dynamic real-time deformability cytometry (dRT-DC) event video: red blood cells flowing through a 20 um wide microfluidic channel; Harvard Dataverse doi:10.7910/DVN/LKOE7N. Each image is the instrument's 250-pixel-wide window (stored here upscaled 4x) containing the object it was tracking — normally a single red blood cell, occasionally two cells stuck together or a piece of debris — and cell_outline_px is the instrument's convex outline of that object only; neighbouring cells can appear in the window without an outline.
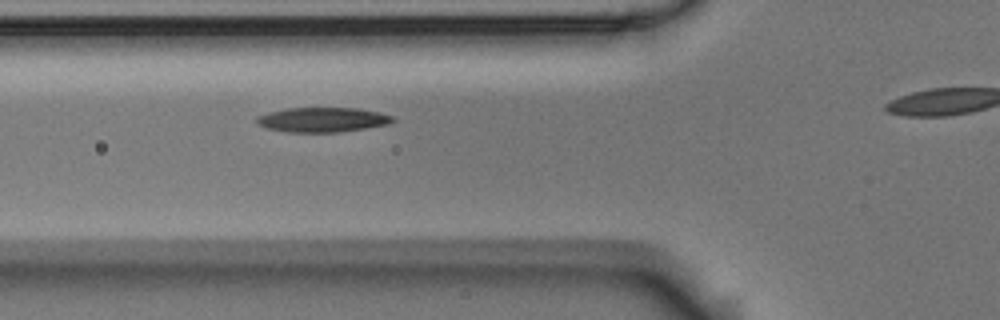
{"species": "Egyptian fruit bat (a non-hibernating species)", "species_latin": "Rousettus aegyptiacus", "temperature_condition": "room temperature", "stored_images_in_passage": 5, "segment_of_instrument_passage": [1, 2], "camera_frame_rate_fps": 3000, "um_per_image_px": 0.085, "animal": {"sex": "male"}, "frame": {"image": 1, "passage_image": 4, "time_ms": 1.0, "image_size_px": [1000, 320], "cell_outline_px": [[396, 120], [388, 124], [340, 132], [288, 132], [268, 128], [256, 124], [256, 116], [268, 112], [288, 108], [360, 108], [380, 112], [392, 116]], "centroid_in_image_um": [27.41, 10.17], "position_along_channel_um": 98.4, "area_um2": 19.59}}